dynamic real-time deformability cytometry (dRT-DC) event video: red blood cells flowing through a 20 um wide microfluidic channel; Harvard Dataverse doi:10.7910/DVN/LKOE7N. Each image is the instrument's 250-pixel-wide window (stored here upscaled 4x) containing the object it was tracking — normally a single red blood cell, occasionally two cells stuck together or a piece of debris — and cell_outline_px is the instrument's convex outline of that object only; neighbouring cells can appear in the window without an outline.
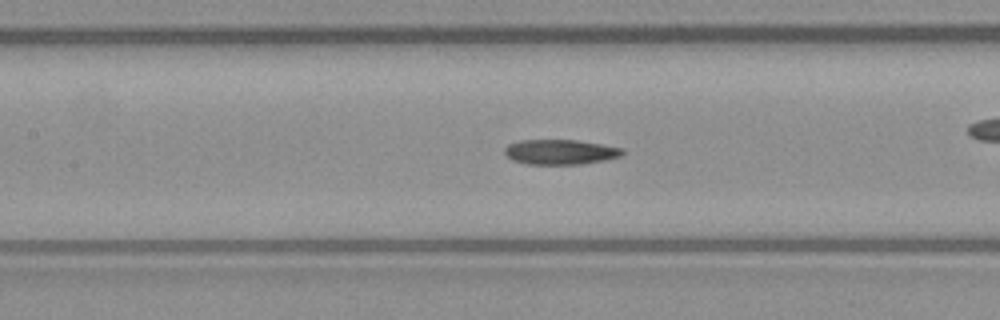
{"species": "common noctule bat (a hibernating species)", "species_latin": "Nyctalus noctula", "temperature_condition": "warm", "stored_images_in_passage": 54, "camera_frame_rate_fps": 3000, "um_per_image_px": 0.085, "animal": {"sex": "male", "body_mass_g": 23.1, "forearm_length_mm": 52.7}, "frame": {"image": 1, "passage_image": 24, "time_ms": 7.667, "image_size_px": [1000, 320], "cell_outline_px": [[624, 152], [620, 156], [604, 160], [580, 164], [528, 164], [512, 160], [504, 152], [504, 148], [508, 144], [520, 140], [576, 140], [624, 148]], "centroid_in_image_um": [47.61, 12.91], "position_along_channel_um": 159.8, "area_um2": 17.05}}
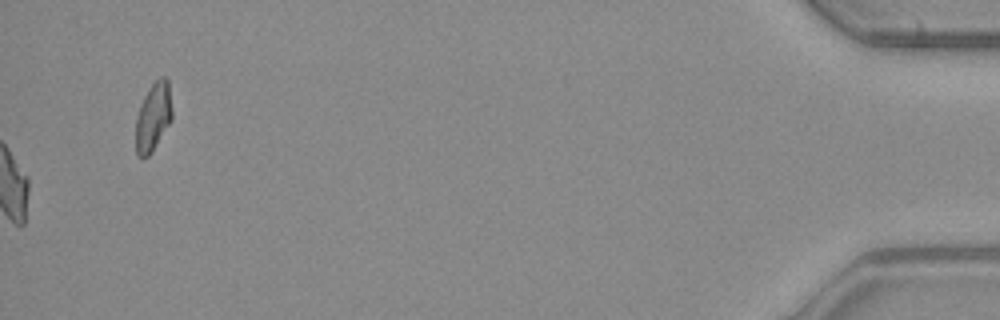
{"frame": {"image": 2, "passage_image": 54, "time_ms": 17.667, "image_size_px": [1000, 320], "cell_outline_px": [[172, 120], [152, 152], [144, 160], [136, 156], [136, 116], [140, 104], [144, 96], [152, 84], [160, 76], [164, 76], [168, 80], [172, 108]], "centroid_in_image_um": [13.02, 9.97], "position_along_channel_um": 422.2, "area_um2": 14.74}, "authors_computed_cell_mechanics": {"area_um2": 17.4267, "velocity_mm_per_s": 3.9287, "shape_relaxation_time_tau1_ms": null, "shape_relaxation_time_tau2_ms": 4.4149, "deformation_change_tau1": null, "deformation_change_tau2": 0.1117}}